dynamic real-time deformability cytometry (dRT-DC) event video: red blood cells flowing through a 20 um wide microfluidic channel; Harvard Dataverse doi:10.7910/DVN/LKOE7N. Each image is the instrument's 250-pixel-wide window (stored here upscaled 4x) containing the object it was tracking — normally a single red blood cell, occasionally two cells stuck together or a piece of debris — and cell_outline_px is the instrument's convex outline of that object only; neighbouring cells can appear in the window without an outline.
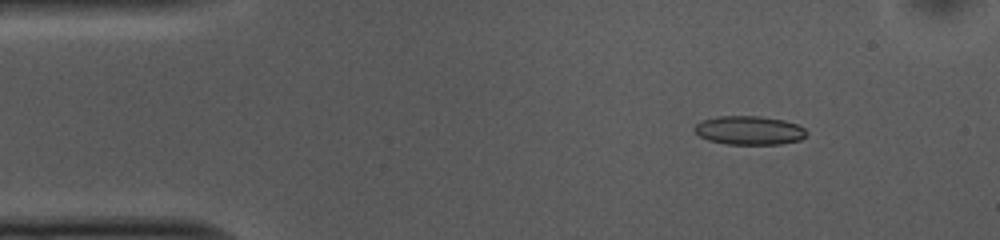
{"species": "common noctule bat (a hibernating species)", "species_latin": "Nyctalus noctula", "temperature_condition": "cold", "stored_images_in_passage": 47, "camera_frame_rate_fps": 3000, "um_per_image_px": 0.085, "animal": {"sex": "female", "body_mass_g": 10.0, "forearm_length_mm": 53.1}, "frame": {"image": 1, "passage_image": 1, "time_ms": 0.0, "image_size_px": [1000, 240], "cell_outline_px": [[808, 132], [800, 140], [780, 144], [724, 144], [708, 140], [700, 136], [692, 128], [700, 120], [720, 116], [760, 116], [784, 120], [796, 124], [804, 128]], "centroid_in_image_um": [63.66, 11.08], "position_along_channel_um": 21.3, "area_um2": 18.84}}
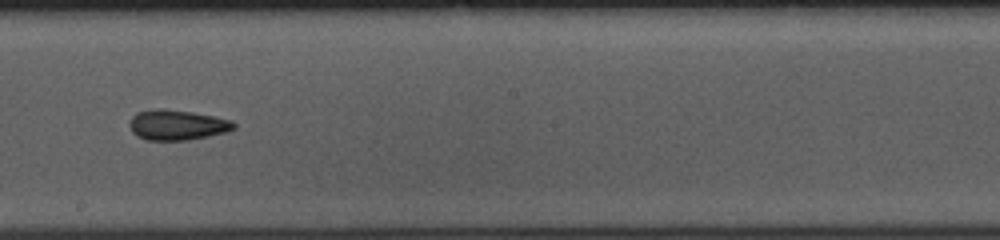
{"frame": {"image": 2, "passage_image": 23, "time_ms": 7.333, "image_size_px": [1000, 240], "cell_outline_px": [[236, 128], [228, 132], [188, 140], [148, 140], [136, 136], [132, 132], [128, 124], [132, 116], [136, 112], [152, 108], [164, 108], [192, 112], [232, 120], [236, 124]], "centroid_in_image_um": [15.03, 10.61], "position_along_channel_um": 233.2, "area_um2": 18.67}}
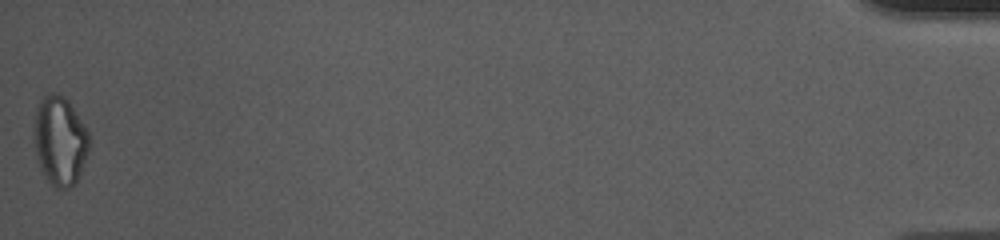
{"frame": {"image": 3, "passage_image": 47, "time_ms": 15.333, "image_size_px": [1000, 240], "cell_outline_px": [[88, 148], [80, 172], [76, 180], [68, 188], [56, 188], [48, 180], [40, 168], [36, 156], [36, 108], [40, 100], [44, 96], [56, 92], [64, 96], [68, 100], [88, 132]], "centroid_in_image_um": [5.09, 11.94], "position_along_channel_um": 430.1, "area_um2": 27.63}, "authors_computed_cell_mechanics": {"area_um2": 18.8428, "velocity_mm_per_s": 3.7319, "shape_relaxation_time_tau1_ms": null, "shape_relaxation_time_tau2_ms": 4.6958, "deformation_change_tau1": null, "deformation_change_tau2": 0.1346}}